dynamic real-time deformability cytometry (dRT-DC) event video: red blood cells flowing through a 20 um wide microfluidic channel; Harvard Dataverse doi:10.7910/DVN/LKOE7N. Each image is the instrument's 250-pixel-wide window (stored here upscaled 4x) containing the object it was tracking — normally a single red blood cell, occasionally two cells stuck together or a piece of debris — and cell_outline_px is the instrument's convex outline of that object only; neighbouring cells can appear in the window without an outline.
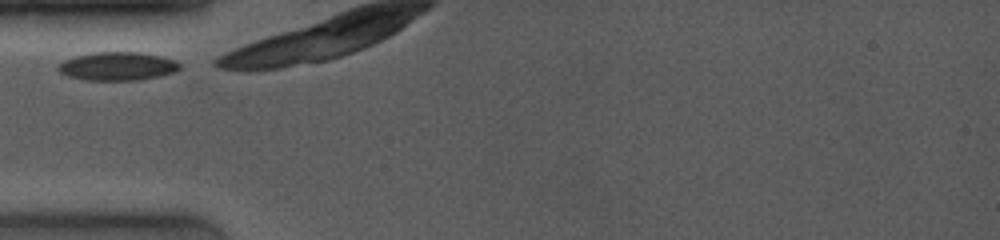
{"species": "common noctule bat (a hibernating species)", "species_latin": "Nyctalus noctula", "temperature_condition": "room temperature", "stored_images_in_passage": 30, "camera_frame_rate_fps": 4000, "um_per_image_px": 0.085, "animal": {"sex": "female", "body_mass_g": 19.0, "forearm_length_mm": 53.3}, "frame": {"image": 1, "passage_image": 1, "time_ms": 0.0, "image_size_px": [1000, 240], "cell_outline_px": [[180, 68], [176, 72], [136, 80], [88, 80], [68, 76], [60, 72], [56, 68], [64, 60], [76, 56], [92, 52], [140, 52], [160, 56], [176, 60], [180, 64]], "centroid_in_image_um": [9.99, 5.62], "position_along_channel_um": 75.0, "area_um2": 20.0}}